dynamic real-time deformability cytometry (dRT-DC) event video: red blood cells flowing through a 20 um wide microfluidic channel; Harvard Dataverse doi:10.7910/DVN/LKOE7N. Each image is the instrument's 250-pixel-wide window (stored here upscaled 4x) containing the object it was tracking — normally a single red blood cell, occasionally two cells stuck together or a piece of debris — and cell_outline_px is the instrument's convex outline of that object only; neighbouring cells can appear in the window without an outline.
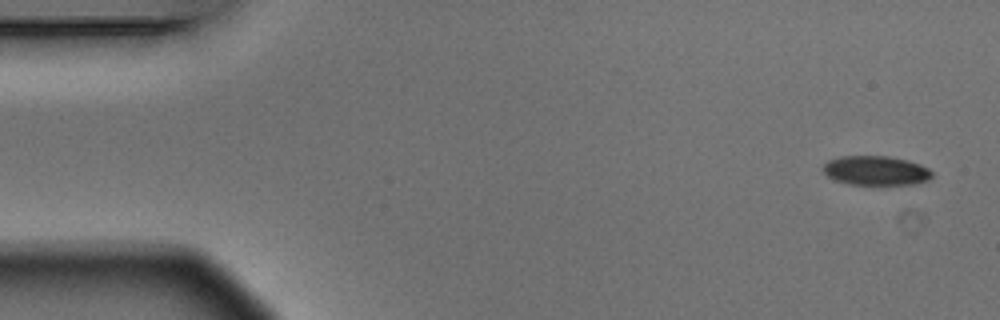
{"species": "Egyptian fruit bat (a non-hibernating species)", "species_latin": "Rousettus aegyptiacus", "temperature_condition": "warm", "stored_images_in_passage": 4, "camera_frame_rate_fps": 3000, "um_per_image_px": 0.085, "animal": {"sex": "male"}, "frame": {"image": 1, "passage_image": 1, "time_ms": 0.0, "image_size_px": [1000, 320], "cell_outline_px": [[932, 176], [928, 180], [912, 184], [848, 184], [836, 180], [828, 176], [824, 172], [824, 164], [828, 160], [840, 156], [888, 156], [920, 164], [928, 168], [932, 172]], "centroid_in_image_um": [74.44, 14.49], "position_along_channel_um": 10.6, "area_um2": 18.38}}
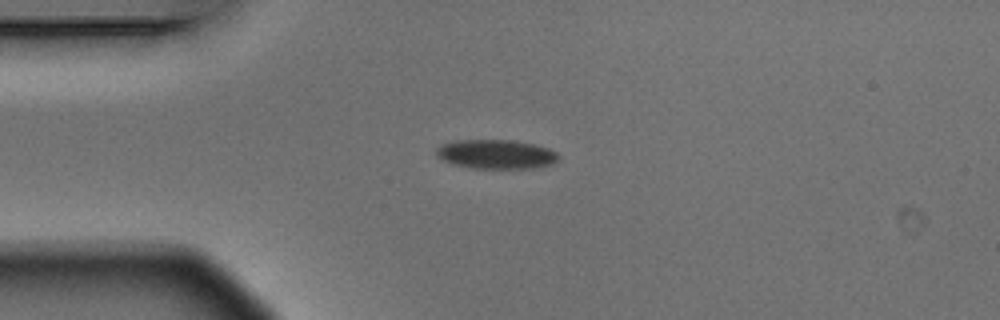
{"frame": {"image": 2, "passage_image": 4, "time_ms": 1.0, "image_size_px": [1000, 320], "cell_outline_px": [[560, 156], [552, 164], [536, 168], [472, 168], [452, 164], [444, 160], [436, 152], [436, 148], [440, 144], [452, 140], [516, 140], [548, 148], [556, 152]], "centroid_in_image_um": [42.16, 13.1], "position_along_channel_um": 42.8, "area_um2": 20.81}}